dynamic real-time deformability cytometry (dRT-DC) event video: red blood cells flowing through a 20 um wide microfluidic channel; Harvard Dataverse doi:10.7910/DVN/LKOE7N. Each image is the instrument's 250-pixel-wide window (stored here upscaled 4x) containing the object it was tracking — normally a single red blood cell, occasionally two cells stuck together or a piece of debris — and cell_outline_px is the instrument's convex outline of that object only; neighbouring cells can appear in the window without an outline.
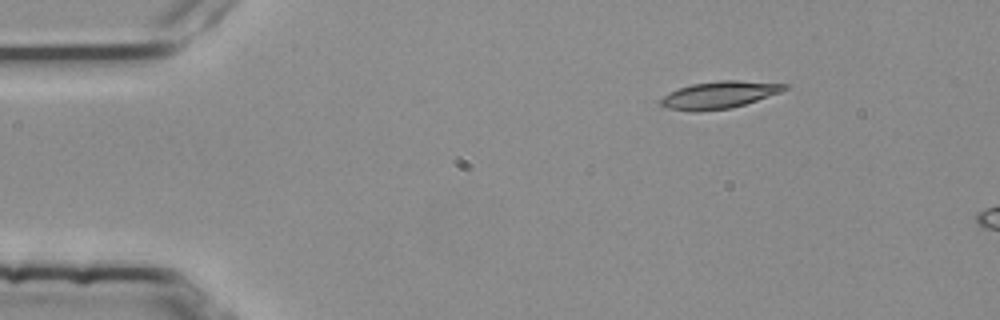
{"species": "common noctule bat (a hibernating species)", "species_latin": "Nyctalus noctula", "temperature_condition": "room temperature", "stored_images_in_passage": 3, "camera_frame_rate_fps": 3000, "um_per_image_px": 0.085, "animal": {"sex": "female", "body_mass_g": 25.1}, "frame": {"image": 1, "passage_image": 2, "time_ms": 0.333, "image_size_px": [1000, 320], "cell_outline_px": [[792, 84], [788, 88], [780, 92], [732, 108], [696, 112], [688, 112], [668, 108], [660, 104], [660, 100], [664, 96], [680, 88], [692, 84], [720, 80], [740, 80]], "centroid_in_image_um": [61.17, 8.06], "position_along_channel_um": 23.8, "area_um2": 19.59}}